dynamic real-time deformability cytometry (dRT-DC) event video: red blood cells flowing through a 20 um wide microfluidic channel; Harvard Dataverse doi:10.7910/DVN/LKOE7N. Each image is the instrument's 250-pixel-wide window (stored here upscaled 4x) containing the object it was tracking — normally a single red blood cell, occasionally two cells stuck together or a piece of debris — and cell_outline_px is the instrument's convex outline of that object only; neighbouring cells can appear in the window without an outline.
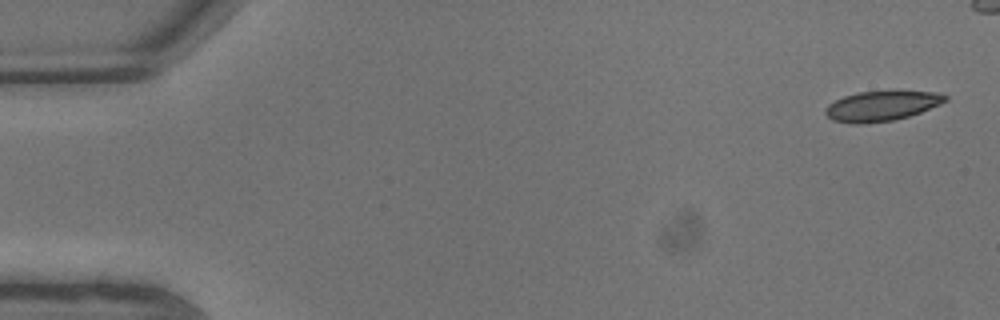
{"species": "common noctule bat (a hibernating species)", "species_latin": "Nyctalus noctula", "temperature_condition": "warm", "stored_images_in_passage": 6, "camera_frame_rate_fps": 3000, "um_per_image_px": 0.085, "animal": {"sex": "male", "body_mass_g": 13.3}, "frame": {"image": 1, "passage_image": 1, "time_ms": 0.0, "image_size_px": [1000, 320], "cell_outline_px": [[948, 100], [940, 104], [920, 112], [908, 116], [892, 120], [864, 124], [852, 124], [832, 120], [824, 112], [828, 104], [844, 96], [860, 92], [936, 92], [948, 96]], "centroid_in_image_um": [74.91, 9.02], "position_along_channel_um": 10.1, "area_um2": 20.58}}
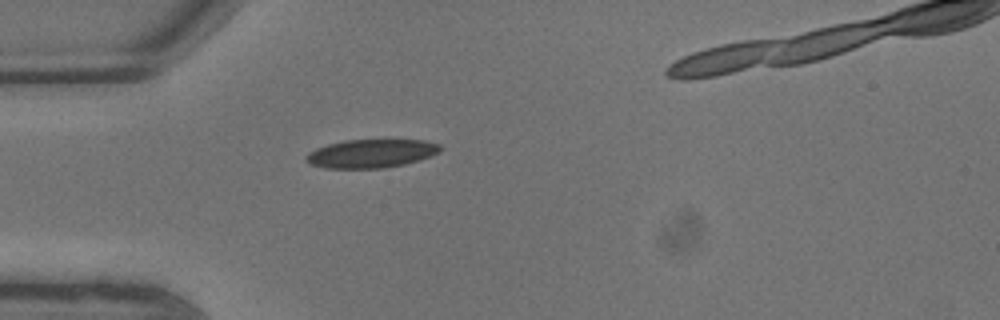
{"frame": {"image": 2, "passage_image": 6, "time_ms": 1.667, "image_size_px": [1000, 320], "cell_outline_px": [[444, 148], [440, 152], [420, 160], [404, 164], [384, 168], [324, 168], [308, 164], [304, 160], [304, 156], [308, 152], [316, 148], [328, 144], [344, 140], [424, 140], [440, 144]], "centroid_in_image_um": [31.53, 13.05], "position_along_channel_um": 53.5, "area_um2": 22.54}}